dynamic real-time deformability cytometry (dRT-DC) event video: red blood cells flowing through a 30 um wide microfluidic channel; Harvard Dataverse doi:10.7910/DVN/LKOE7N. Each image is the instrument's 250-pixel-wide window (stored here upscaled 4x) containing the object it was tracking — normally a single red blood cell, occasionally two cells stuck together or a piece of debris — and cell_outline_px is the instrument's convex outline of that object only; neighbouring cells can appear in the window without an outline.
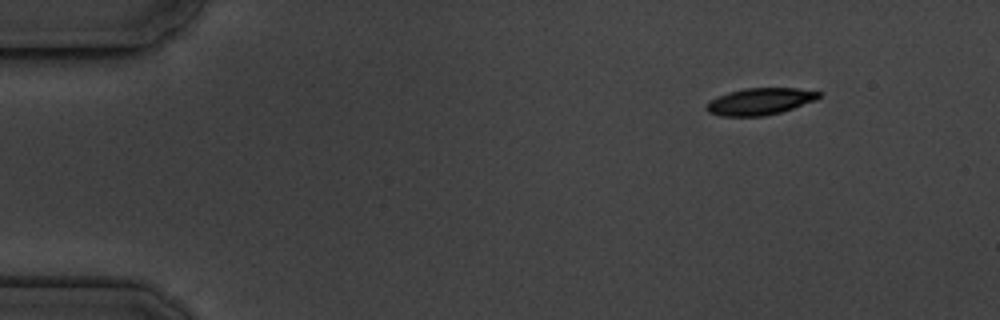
{"species": "common noctule bat (a hibernating species)", "species_latin": "Nyctalus noctula", "temperature_condition": "cold", "stored_images_in_passage": 4, "segment_of_instrument_passage": [1, 2], "camera_frame_rate_fps": 3000, "um_per_image_px": 0.085, "animal": {"sex": "male", "body_mass_g": 19.5, "forearm_length_mm": 54.6}, "frame": {"image": 1, "passage_image": 1, "time_ms": 0.0, "image_size_px": [1000, 320], "cell_outline_px": [[824, 92], [816, 100], [780, 112], [764, 116], [720, 116], [708, 112], [704, 108], [704, 104], [728, 92], [744, 88], [796, 88]], "centroid_in_image_um": [64.59, 8.62], "position_along_channel_um": 20.4, "area_um2": 17.57}}